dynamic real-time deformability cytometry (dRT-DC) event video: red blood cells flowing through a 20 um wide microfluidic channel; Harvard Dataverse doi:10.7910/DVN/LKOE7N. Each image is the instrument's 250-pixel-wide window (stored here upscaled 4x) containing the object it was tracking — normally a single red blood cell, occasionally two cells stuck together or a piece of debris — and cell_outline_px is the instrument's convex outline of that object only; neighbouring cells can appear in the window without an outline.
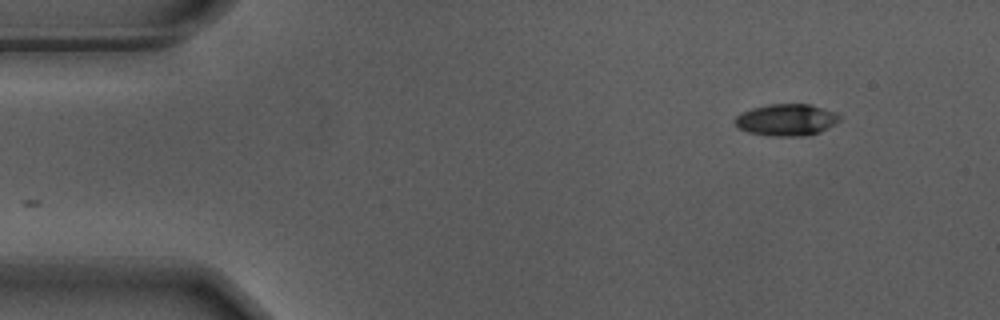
{"species": "Egyptian fruit bat (a non-hibernating species)", "species_latin": "Rousettus aegyptiacus", "temperature_condition": "warm", "stored_images_in_passage": 43, "camera_frame_rate_fps": 3000, "um_per_image_px": 0.085, "animal": {"sex": "male"}, "frame": {"image": 1, "passage_image": 1, "time_ms": 0.0, "image_size_px": [1000, 320], "cell_outline_px": [[844, 116], [836, 124], [820, 132], [808, 136], [772, 136], [748, 132], [740, 128], [736, 124], [736, 116], [752, 108], [768, 104], [808, 104], [836, 112]], "centroid_in_image_um": [66.92, 10.19], "position_along_channel_um": 18.1, "area_um2": 19.42}}
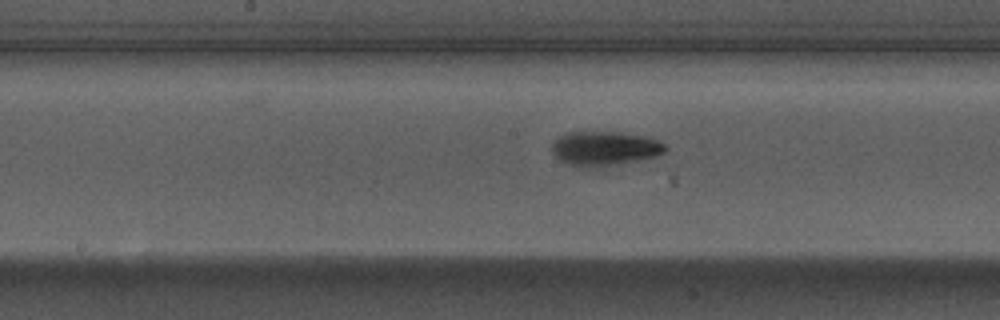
{"frame": {"image": 2, "passage_image": 23, "time_ms": 7.333, "image_size_px": [1000, 320], "cell_outline_px": [[668, 148], [664, 152], [656, 156], [616, 164], [592, 168], [576, 168], [560, 160], [556, 156], [552, 148], [552, 144], [560, 136], [568, 132], [620, 132], [648, 136], [664, 144]], "centroid_in_image_um": [51.39, 12.62], "position_along_channel_um": 196.8, "area_um2": 22.66}}
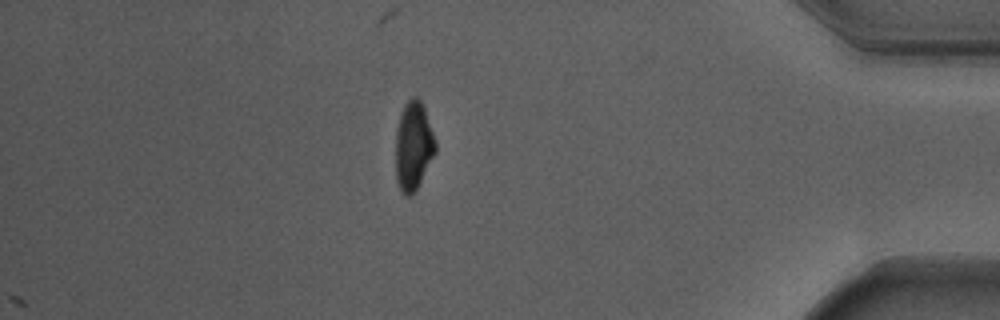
{"frame": {"image": 3, "passage_image": 43, "time_ms": 14.0, "image_size_px": [1000, 320], "cell_outline_px": [[436, 152], [416, 192], [408, 196], [404, 196], [396, 180], [396, 132], [400, 112], [404, 104], [412, 96], [416, 96], [420, 100], [424, 108], [436, 140]], "centroid_in_image_um": [35.14, 12.42], "position_along_channel_um": 400.1, "area_um2": 20.81}, "authors_computed_cell_mechanics": {"area_um2": 20.808, "velocity_mm_per_s": 3.6983, "shape_relaxation_time_tau1_ms": 2.5667, "shape_relaxation_time_tau2_ms": 5.8465, "deformation_change_tau1": 0.1709, "deformation_change_tau2": 0.1316}}